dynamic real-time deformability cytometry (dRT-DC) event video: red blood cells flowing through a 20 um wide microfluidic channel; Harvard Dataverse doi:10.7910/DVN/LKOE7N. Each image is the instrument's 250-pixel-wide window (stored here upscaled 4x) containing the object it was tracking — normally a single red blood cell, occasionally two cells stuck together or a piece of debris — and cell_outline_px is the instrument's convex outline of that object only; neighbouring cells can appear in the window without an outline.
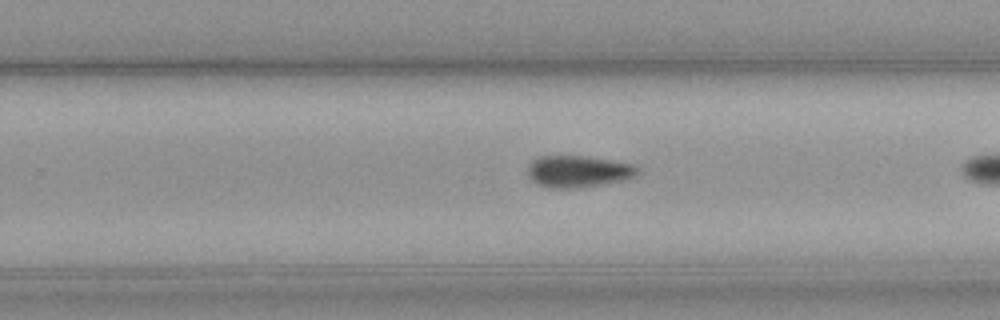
{"species": "common noctule bat (a hibernating species)", "species_latin": "Nyctalus noctula", "temperature_condition": "cold", "stored_images_in_passage": 31, "camera_frame_rate_fps": 3000, "um_per_image_px": 0.085, "animal": {"sex": "male", "body_mass_g": 23.1, "forearm_length_mm": 52.7}, "frame": {"image": 1, "passage_image": 22, "time_ms": 7.0, "image_size_px": [1000, 320], "cell_outline_px": [[640, 172], [636, 176], [620, 180], [600, 184], [576, 188], [548, 188], [536, 184], [528, 176], [528, 164], [532, 160], [540, 156], [588, 156], [612, 160], [632, 164], [640, 168]], "centroid_in_image_um": [49.13, 14.56], "position_along_channel_um": 280.7, "area_um2": 20.4}}